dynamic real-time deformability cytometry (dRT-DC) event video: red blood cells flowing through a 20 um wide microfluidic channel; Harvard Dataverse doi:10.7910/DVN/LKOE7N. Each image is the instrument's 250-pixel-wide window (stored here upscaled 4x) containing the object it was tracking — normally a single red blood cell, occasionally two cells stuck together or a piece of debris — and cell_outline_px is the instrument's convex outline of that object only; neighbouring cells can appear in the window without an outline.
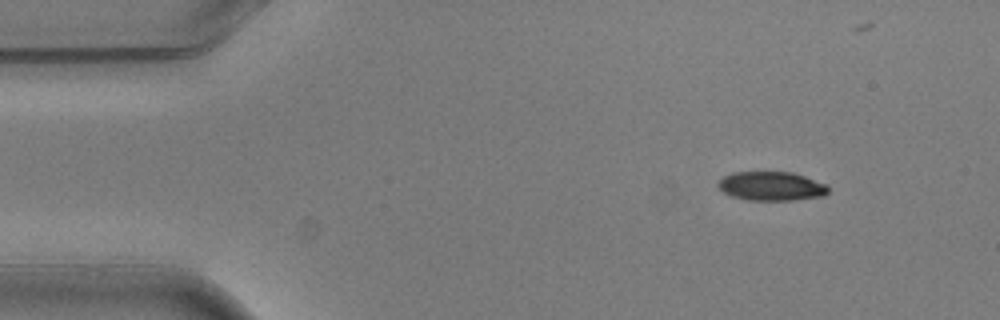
{"species": "common noctule bat (a hibernating species)", "species_latin": "Nyctalus noctula", "temperature_condition": "warm", "stored_images_in_passage": 7, "camera_frame_rate_fps": 3000, "um_per_image_px": 0.085, "animal": {"sex": "male", "body_mass_g": 20.5, "forearm_length_mm": 52.5}, "frame": {"image": 1, "passage_image": 1, "time_ms": 0.0, "image_size_px": [1000, 320], "cell_outline_px": [[828, 192], [824, 196], [796, 200], [748, 200], [732, 196], [724, 192], [716, 184], [724, 176], [732, 172], [792, 172], [828, 184]], "centroid_in_image_um": [65.59, 15.82], "position_along_channel_um": 19.4, "area_um2": 18.67}}
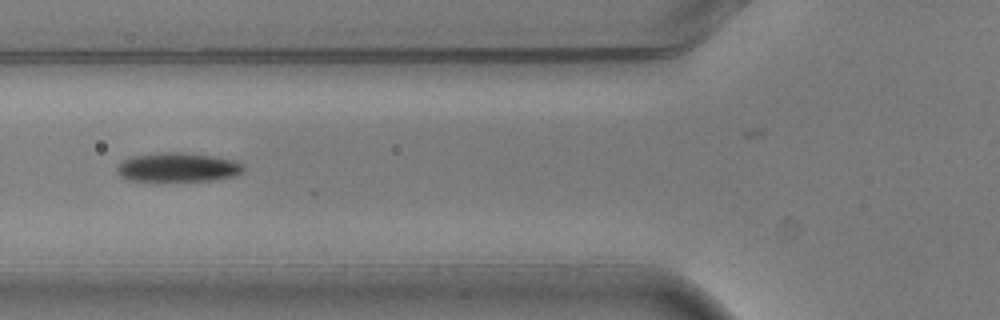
{"frame": {"image": 2, "passage_image": 5, "time_ms": 1.333, "image_size_px": [1000, 320], "cell_outline_px": [[244, 168], [240, 172], [232, 176], [208, 180], [128, 180], [120, 176], [116, 172], [116, 168], [124, 160], [132, 156], [164, 152], [184, 152], [212, 156], [232, 160], [244, 164]], "centroid_in_image_um": [15.08, 14.2], "position_along_channel_um": 110.7, "area_um2": 20.98}}
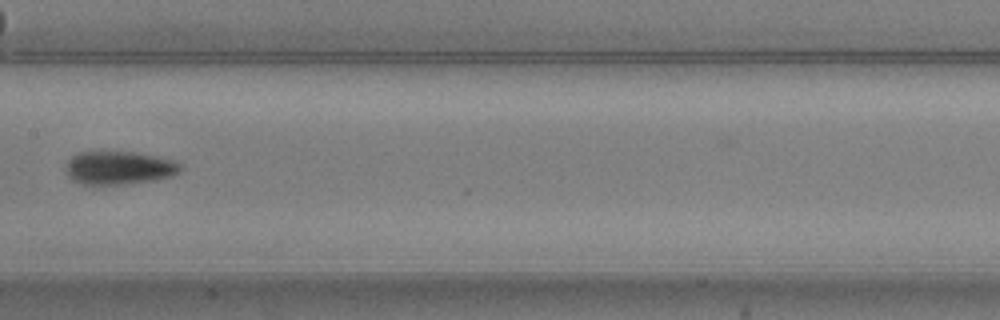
{"frame": {"image": 3, "passage_image": 7, "time_ms": 2.0, "image_size_px": [1000, 320], "cell_outline_px": [[184, 168], [180, 172], [172, 176], [156, 180], [128, 184], [84, 184], [72, 180], [68, 176], [64, 168], [68, 160], [76, 152], [136, 152], [160, 156], [176, 160], [184, 164]], "centroid_in_image_um": [10.19, 14.26], "position_along_channel_um": 197.2, "area_um2": 22.77}}